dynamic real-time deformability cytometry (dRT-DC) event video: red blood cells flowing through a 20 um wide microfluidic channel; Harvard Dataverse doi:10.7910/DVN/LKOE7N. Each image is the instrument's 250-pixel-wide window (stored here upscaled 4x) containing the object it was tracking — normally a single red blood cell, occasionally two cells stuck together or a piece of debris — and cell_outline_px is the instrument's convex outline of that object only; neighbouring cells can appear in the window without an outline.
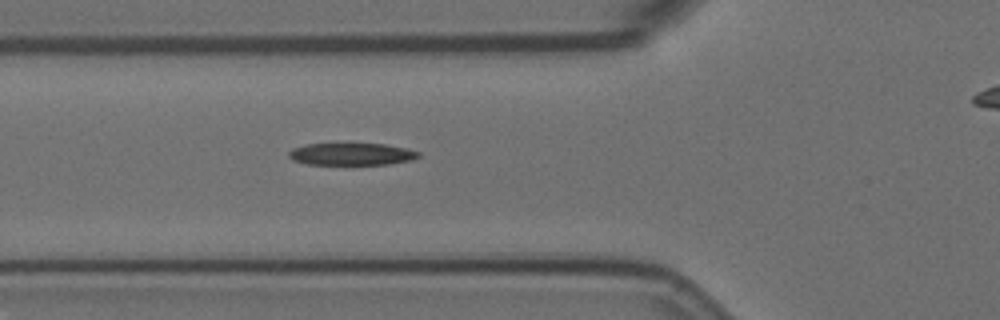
{"species": "Egyptian fruit bat (a non-hibernating species)", "species_latin": "Rousettus aegyptiacus", "temperature_condition": "room temperature", "stored_images_in_passage": 3, "segment_of_instrument_passage": [1, 2], "camera_frame_rate_fps": 3000, "um_per_image_px": 0.085, "animal": {"sex": "female"}, "frame": {"image": 1, "passage_image": 2, "time_ms": 0.333, "image_size_px": [1000, 320], "cell_outline_px": [[420, 156], [412, 160], [388, 164], [308, 164], [292, 160], [288, 156], [288, 152], [292, 148], [304, 144], [384, 144], [408, 148], [420, 152]], "centroid_in_image_um": [29.88, 13.09], "position_along_channel_um": 95.9, "area_um2": 16.76}}